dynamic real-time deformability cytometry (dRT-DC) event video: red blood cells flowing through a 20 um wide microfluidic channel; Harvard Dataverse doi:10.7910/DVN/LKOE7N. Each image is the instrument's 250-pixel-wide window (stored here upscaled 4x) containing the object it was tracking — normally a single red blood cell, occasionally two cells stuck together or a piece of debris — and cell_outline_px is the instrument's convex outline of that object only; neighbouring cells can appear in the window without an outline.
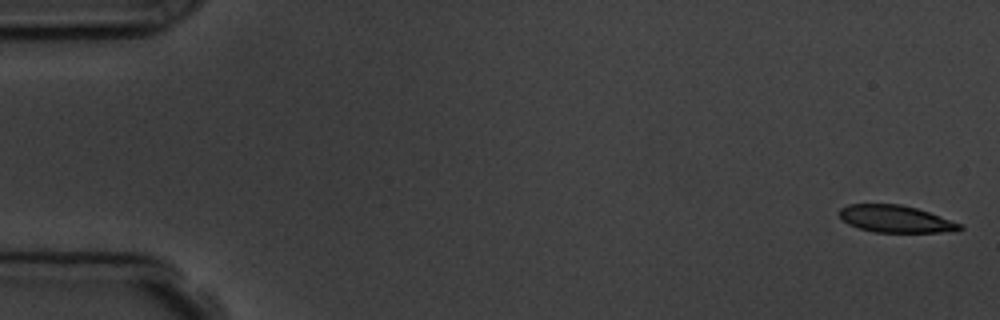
{"species": "common noctule bat (a hibernating species)", "species_latin": "Nyctalus noctula", "temperature_condition": "room temperature", "stored_images_in_passage": 6, "camera_frame_rate_fps": 3000, "um_per_image_px": 0.085, "animal": {"sex": "male", "body_mass_g": 19.5, "forearm_length_mm": 54.6}, "frame": {"image": 1, "passage_image": 1, "time_ms": 0.0, "image_size_px": [1000, 320], "cell_outline_px": [[964, 228], [956, 232], [876, 232], [860, 228], [848, 224], [840, 216], [840, 208], [848, 204], [900, 204], [916, 208], [928, 212], [960, 224]], "centroid_in_image_um": [76.13, 18.61], "position_along_channel_um": 8.9, "area_um2": 18.79}}
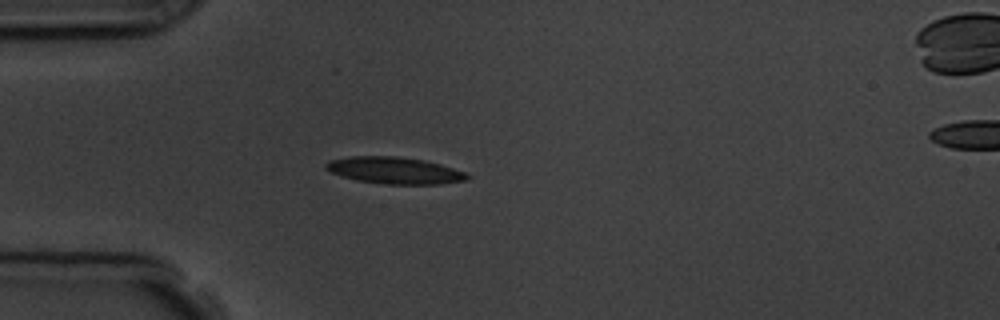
{"frame": {"image": 2, "passage_image": 5, "time_ms": 4.667, "image_size_px": [1000, 320], "cell_outline_px": [[472, 176], [468, 180], [440, 184], [388, 184], [356, 180], [332, 172], [324, 168], [324, 164], [328, 160], [352, 156], [396, 156], [424, 160], [440, 164], [464, 172]], "centroid_in_image_um": [33.55, 14.48], "position_along_channel_um": 51.5, "area_um2": 21.96}}